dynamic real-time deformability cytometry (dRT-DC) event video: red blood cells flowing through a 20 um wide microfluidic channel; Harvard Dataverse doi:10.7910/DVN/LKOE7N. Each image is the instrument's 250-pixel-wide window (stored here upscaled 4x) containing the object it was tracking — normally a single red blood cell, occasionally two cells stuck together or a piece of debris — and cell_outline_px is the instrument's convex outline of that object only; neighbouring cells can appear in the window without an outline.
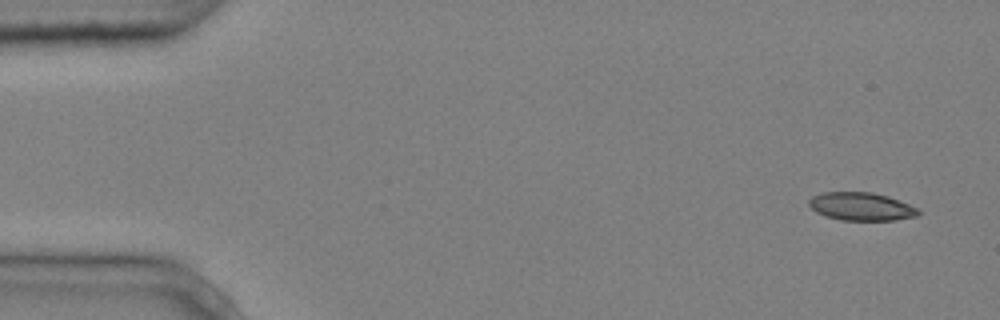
{"species": "common noctule bat (a hibernating species)", "species_latin": "Nyctalus noctula", "temperature_condition": "cold", "stored_images_in_passage": 5, "camera_frame_rate_fps": 3000, "um_per_image_px": 0.085, "animal": {"sex": "male", "body_mass_g": 20.4}, "frame": {"image": 1, "passage_image": 1, "time_ms": 0.0, "image_size_px": [1000, 320], "cell_outline_px": [[920, 212], [916, 216], [892, 220], [840, 220], [824, 216], [816, 212], [808, 204], [808, 200], [812, 196], [824, 192], [872, 192], [888, 196], [908, 204], [916, 208]], "centroid_in_image_um": [73.15, 17.55], "position_along_channel_um": 11.8, "area_um2": 17.8}}
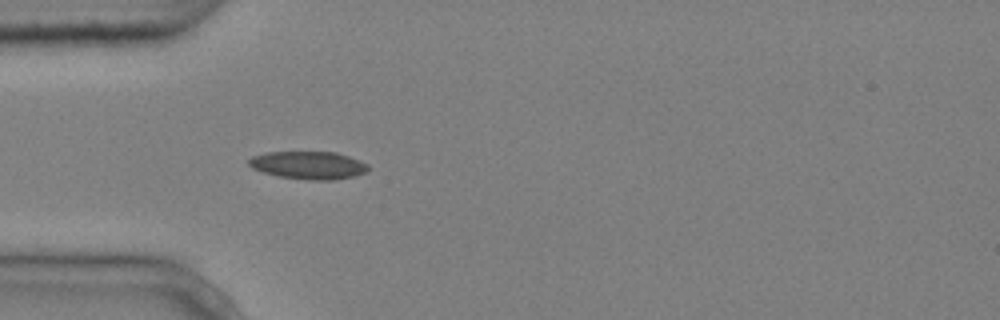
{"frame": {"image": 2, "passage_image": 5, "time_ms": 1.333, "image_size_px": [1000, 320], "cell_outline_px": [[368, 172], [352, 176], [332, 180], [308, 180], [276, 176], [252, 168], [248, 164], [248, 160], [252, 156], [264, 152], [336, 152], [360, 160], [368, 164]], "centroid_in_image_um": [26.21, 14.04], "position_along_channel_um": 58.8, "area_um2": 19.42}}